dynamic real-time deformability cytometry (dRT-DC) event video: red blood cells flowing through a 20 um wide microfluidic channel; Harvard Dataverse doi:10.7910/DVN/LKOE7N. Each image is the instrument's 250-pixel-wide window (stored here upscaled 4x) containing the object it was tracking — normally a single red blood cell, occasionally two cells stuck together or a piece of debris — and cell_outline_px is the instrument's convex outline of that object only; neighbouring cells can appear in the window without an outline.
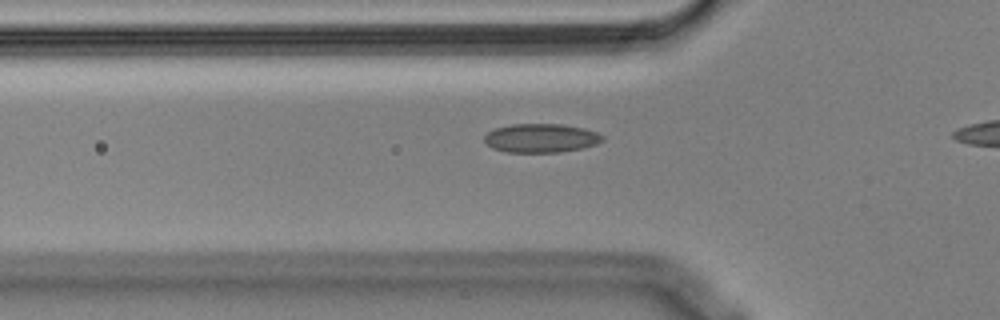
{"species": "Egyptian fruit bat (a non-hibernating species)", "species_latin": "Rousettus aegyptiacus", "temperature_condition": "cold", "stored_images_in_passage": 29, "camera_frame_rate_fps": 3000, "um_per_image_px": 0.085, "animal": {"sex": "male"}, "frame": {"image": 1, "passage_image": 2, "time_ms": 0.333, "image_size_px": [1000, 320], "cell_outline_px": [[604, 140], [596, 144], [580, 148], [560, 152], [504, 152], [492, 148], [484, 140], [484, 136], [488, 132], [496, 128], [512, 124], [560, 124], [584, 128], [596, 132], [604, 136]], "centroid_in_image_um": [45.98, 11.74], "position_along_channel_um": 79.8, "area_um2": 19.77}}
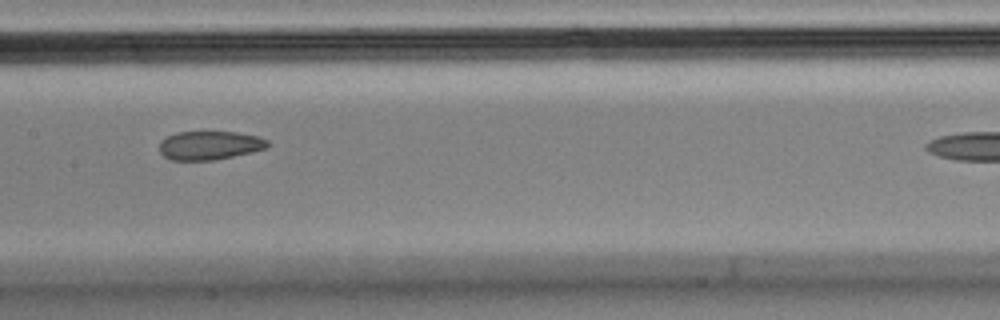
{"frame": {"image": 2, "passage_image": 11, "time_ms": 3.333, "image_size_px": [1000, 320], "cell_outline_px": [[272, 144], [268, 148], [252, 152], [212, 160], [172, 160], [164, 156], [160, 152], [160, 140], [176, 132], [236, 132], [256, 136], [268, 140]], "centroid_in_image_um": [17.84, 12.35], "position_along_channel_um": 189.6, "area_um2": 18.09}}
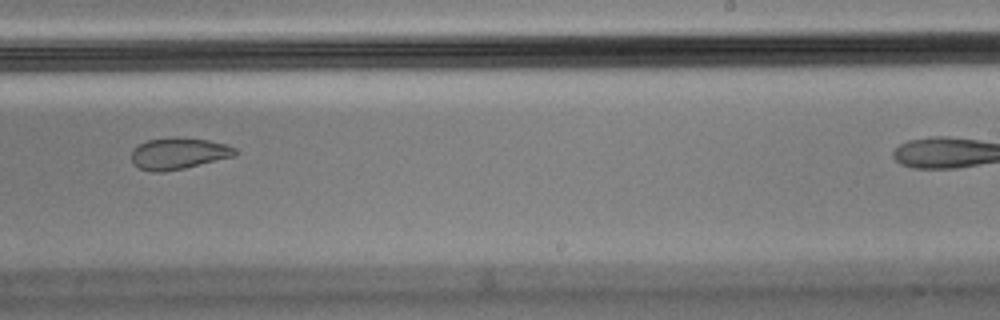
{"frame": {"image": 3, "passage_image": 18, "time_ms": 5.667, "image_size_px": [1000, 320], "cell_outline_px": [[236, 156], [184, 168], [164, 172], [152, 172], [140, 168], [132, 164], [132, 152], [140, 144], [148, 140], [168, 136], [176, 136], [208, 140], [228, 144], [236, 148]], "centroid_in_image_um": [15.2, 13.03], "position_along_channel_um": 273.8, "area_um2": 19.25}}